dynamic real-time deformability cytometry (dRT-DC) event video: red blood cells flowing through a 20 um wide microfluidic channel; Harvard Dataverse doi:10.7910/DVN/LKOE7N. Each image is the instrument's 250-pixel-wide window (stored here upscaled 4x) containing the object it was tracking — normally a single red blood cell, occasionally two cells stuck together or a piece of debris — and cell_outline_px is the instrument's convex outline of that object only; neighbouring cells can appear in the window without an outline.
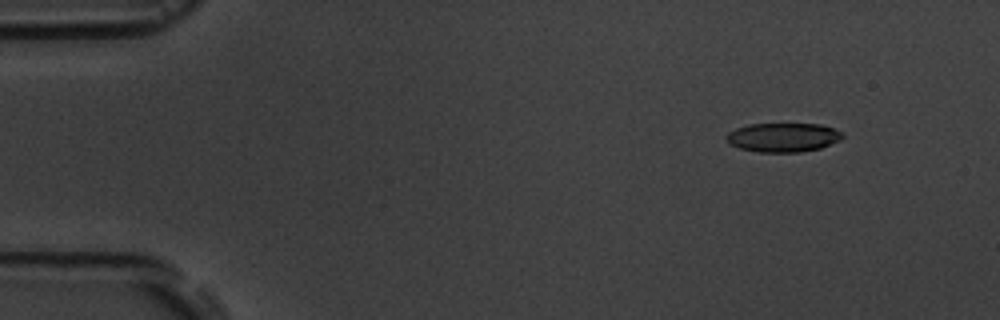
{"species": "common noctule bat (a hibernating species)", "species_latin": "Nyctalus noctula", "temperature_condition": "room temperature", "stored_images_in_passage": 5, "camera_frame_rate_fps": 3000, "um_per_image_px": 0.085, "animal": {"sex": "male", "body_mass_g": 19.5, "forearm_length_mm": 54.6}, "frame": {"image": 1, "passage_image": 2, "time_ms": 1.0, "image_size_px": [1000, 320], "cell_outline_px": [[844, 136], [840, 140], [820, 148], [800, 152], [760, 152], [740, 148], [732, 144], [724, 136], [728, 132], [736, 128], [748, 124], [820, 124], [844, 132]], "centroid_in_image_um": [66.58, 11.67], "position_along_channel_um": 18.4, "area_um2": 19.59}}
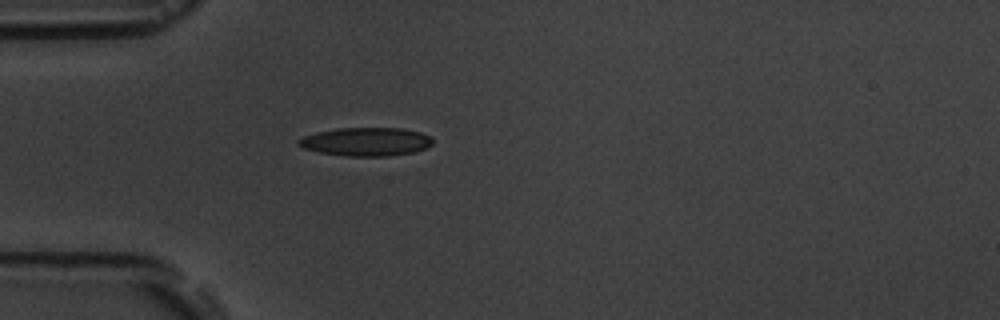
{"frame": {"image": 2, "passage_image": 5, "time_ms": 4.333, "image_size_px": [1000, 320], "cell_outline_px": [[432, 144], [428, 148], [416, 152], [388, 156], [348, 156], [320, 152], [304, 148], [296, 144], [296, 140], [304, 136], [316, 132], [340, 128], [400, 128], [420, 132], [428, 136], [432, 140]], "centroid_in_image_um": [31.12, 12.05], "position_along_channel_um": 53.9, "area_um2": 22.25}}